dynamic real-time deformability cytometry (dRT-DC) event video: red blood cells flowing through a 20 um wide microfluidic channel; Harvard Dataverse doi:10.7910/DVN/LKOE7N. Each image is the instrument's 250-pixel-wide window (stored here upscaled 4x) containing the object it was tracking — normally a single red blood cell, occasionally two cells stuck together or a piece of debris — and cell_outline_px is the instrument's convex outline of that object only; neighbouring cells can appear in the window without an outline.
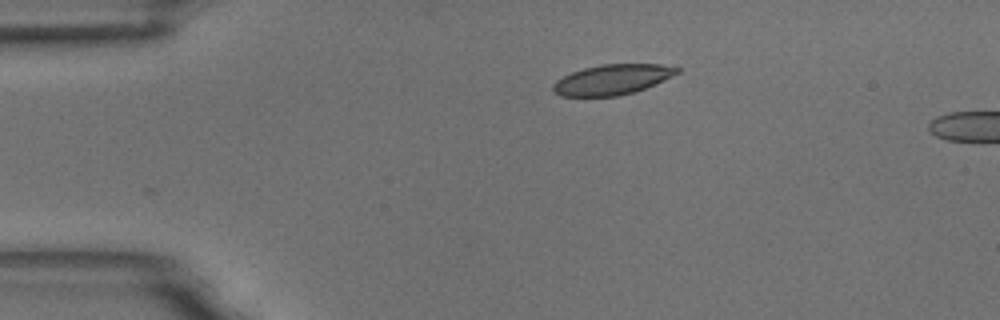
{"species": "common noctule bat (a hibernating species)", "species_latin": "Nyctalus noctula", "temperature_condition": "room temperature", "stored_images_in_passage": 3, "camera_frame_rate_fps": 3000, "um_per_image_px": 0.085, "animal": {"sex": "male", "body_mass_g": 18.8}, "frame": {"image": 1, "passage_image": 1, "time_ms": 0.0, "image_size_px": [1000, 320], "cell_outline_px": [[680, 72], [656, 84], [632, 92], [616, 96], [560, 96], [552, 92], [552, 84], [556, 80], [572, 72], [584, 68], [600, 64], [660, 64], [680, 68]], "centroid_in_image_um": [52.02, 6.76], "position_along_channel_um": 33.0, "area_um2": 21.79}}